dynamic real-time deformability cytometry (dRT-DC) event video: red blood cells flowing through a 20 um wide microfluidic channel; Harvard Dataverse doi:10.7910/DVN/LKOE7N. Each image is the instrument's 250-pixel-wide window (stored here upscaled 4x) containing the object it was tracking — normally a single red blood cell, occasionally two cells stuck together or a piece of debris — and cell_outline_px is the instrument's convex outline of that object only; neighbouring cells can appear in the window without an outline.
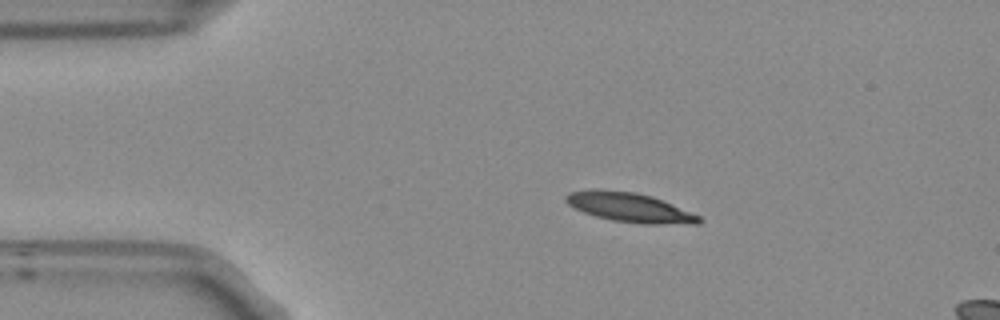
{"species": "Egyptian fruit bat (a non-hibernating species)", "species_latin": "Rousettus aegyptiacus", "temperature_condition": "room temperature", "stored_images_in_passage": 54, "segment_of_instrument_passage": [1, 2], "camera_frame_rate_fps": 3000, "um_per_image_px": 0.085, "frame": {"image": 1, "passage_image": 9, "time_ms": 2.667, "image_size_px": [1000, 320], "cell_outline_px": [[704, 220], [700, 224], [640, 224], [612, 220], [596, 216], [584, 212], [568, 204], [564, 200], [564, 196], [568, 192], [588, 188], [600, 188], [636, 192], [652, 196], [672, 204], [700, 216]], "centroid_in_image_um": [53.5, 17.61], "position_along_channel_um": 31.5, "area_um2": 23.18}}
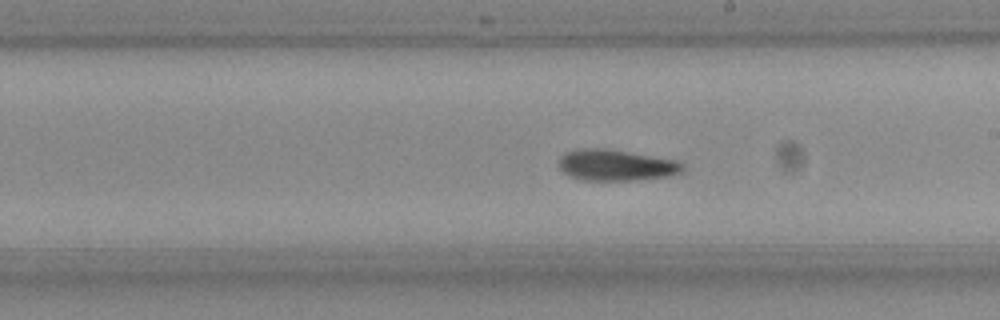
{"frame": {"image": 2, "passage_image": 29, "time_ms": 9.333, "image_size_px": [1000, 320], "cell_outline_px": [[688, 172], [672, 176], [636, 180], [580, 180], [568, 176], [560, 172], [560, 156], [564, 152], [584, 148], [604, 148], [676, 160], [684, 164]], "centroid_in_image_um": [52.41, 14.06], "position_along_channel_um": 236.6, "area_um2": 22.89}}
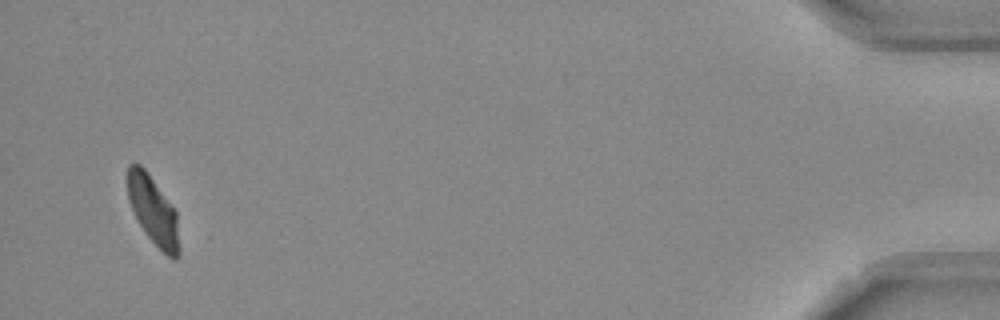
{"frame": {"image": 3, "passage_image": 51, "time_ms": 16.667, "image_size_px": [1000, 320], "cell_outline_px": [[180, 256], [176, 260], [172, 260], [144, 232], [128, 200], [128, 164], [140, 164], [148, 172], [176, 208], [180, 248]], "centroid_in_image_um": [13.07, 17.9], "position_along_channel_um": 422.1, "area_um2": 20.75}}